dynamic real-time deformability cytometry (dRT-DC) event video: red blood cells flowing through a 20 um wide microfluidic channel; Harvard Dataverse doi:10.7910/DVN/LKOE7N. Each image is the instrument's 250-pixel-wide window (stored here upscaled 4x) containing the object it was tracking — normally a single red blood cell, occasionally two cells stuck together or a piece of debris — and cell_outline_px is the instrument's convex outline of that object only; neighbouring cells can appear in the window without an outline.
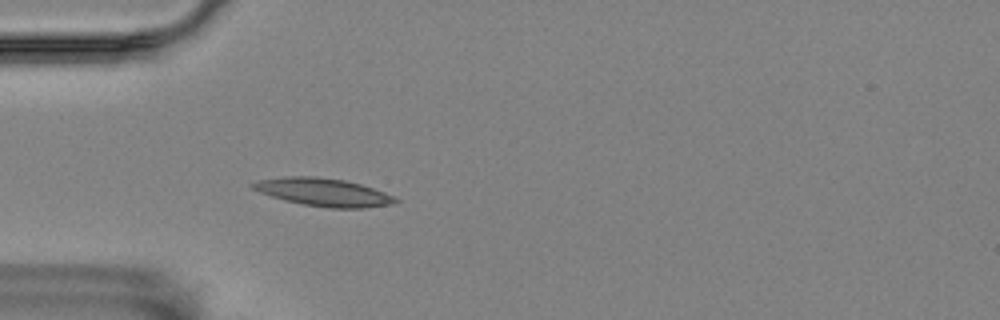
{"species": "Egyptian fruit bat (a non-hibernating species)", "species_latin": "Rousettus aegyptiacus", "temperature_condition": "room temperature", "stored_images_in_passage": 44, "camera_frame_rate_fps": 3000, "um_per_image_px": 0.085, "animal": {"sex": "female"}, "frame": {"image": 1, "passage_image": 9, "time_ms": 2.667, "image_size_px": [1000, 320], "cell_outline_px": [[400, 200], [396, 204], [364, 208], [328, 208], [304, 204], [284, 200], [260, 192], [252, 188], [248, 184], [260, 180], [288, 176], [316, 176], [344, 180], [360, 184], [384, 192]], "centroid_in_image_um": [27.51, 16.34], "position_along_channel_um": 57.5, "area_um2": 23.12}}
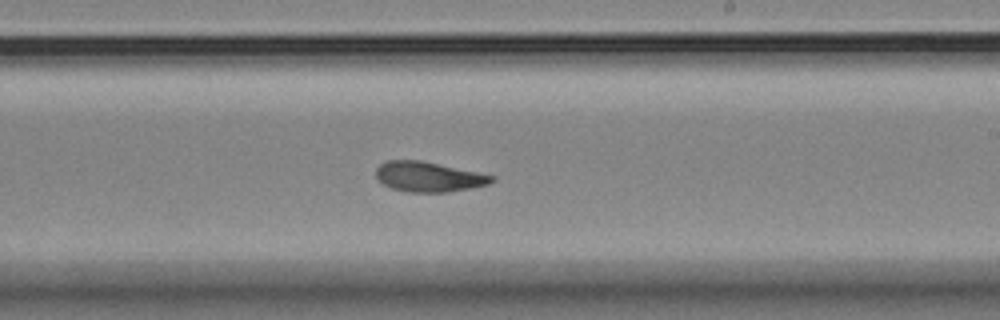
{"frame": {"image": 2, "passage_image": 26, "time_ms": 8.333, "image_size_px": [1000, 320], "cell_outline_px": [[496, 180], [488, 184], [472, 188], [448, 192], [408, 192], [392, 188], [384, 184], [376, 176], [376, 168], [380, 164], [388, 160], [420, 160], [496, 176]], "centroid_in_image_um": [36.45, 15.03], "position_along_channel_um": 252.5, "area_um2": 20.17}}
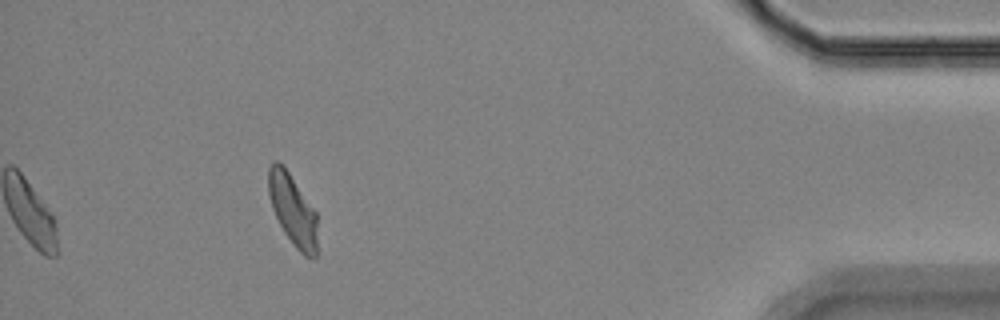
{"frame": {"image": 3, "passage_image": 44, "time_ms": 14.333, "image_size_px": [1000, 320], "cell_outline_px": [[316, 256], [312, 260], [304, 256], [296, 248], [284, 232], [272, 208], [268, 192], [268, 168], [276, 160], [284, 164], [316, 212]], "centroid_in_image_um": [24.87, 17.82], "position_along_channel_um": 410.3, "area_um2": 20.29}, "authors_computed_cell_mechanics": {"area_um2": 20.5768, "velocity_mm_per_s": 3.5113, "shape_relaxation_time_tau1_ms": 8.78, "shape_relaxation_time_tau2_ms": 4.2123, "deformation_change_tau1": 0.2158, "deformation_change_tau2": 0.1135}}